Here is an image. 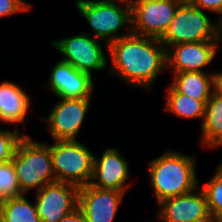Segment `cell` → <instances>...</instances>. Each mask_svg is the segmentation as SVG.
<instances>
[{"instance_id":"obj_1","label":"cell","mask_w":222,"mask_h":222,"mask_svg":"<svg viewBox=\"0 0 222 222\" xmlns=\"http://www.w3.org/2000/svg\"><path fill=\"white\" fill-rule=\"evenodd\" d=\"M110 74L126 84L151 87L162 71H167L166 48L158 38L131 34L108 45Z\"/></svg>"},{"instance_id":"obj_2","label":"cell","mask_w":222,"mask_h":222,"mask_svg":"<svg viewBox=\"0 0 222 222\" xmlns=\"http://www.w3.org/2000/svg\"><path fill=\"white\" fill-rule=\"evenodd\" d=\"M195 155L168 150L149 160L148 176L156 204L188 193L199 186Z\"/></svg>"},{"instance_id":"obj_3","label":"cell","mask_w":222,"mask_h":222,"mask_svg":"<svg viewBox=\"0 0 222 222\" xmlns=\"http://www.w3.org/2000/svg\"><path fill=\"white\" fill-rule=\"evenodd\" d=\"M12 164L23 194L56 182L49 144L36 142L27 134L19 141Z\"/></svg>"},{"instance_id":"obj_4","label":"cell","mask_w":222,"mask_h":222,"mask_svg":"<svg viewBox=\"0 0 222 222\" xmlns=\"http://www.w3.org/2000/svg\"><path fill=\"white\" fill-rule=\"evenodd\" d=\"M75 6L95 33L93 36L108 45L132 34L129 3L112 0H77ZM125 29V34L118 33Z\"/></svg>"},{"instance_id":"obj_5","label":"cell","mask_w":222,"mask_h":222,"mask_svg":"<svg viewBox=\"0 0 222 222\" xmlns=\"http://www.w3.org/2000/svg\"><path fill=\"white\" fill-rule=\"evenodd\" d=\"M49 146L57 182L89 184L96 154L88 146L79 140H53Z\"/></svg>"},{"instance_id":"obj_6","label":"cell","mask_w":222,"mask_h":222,"mask_svg":"<svg viewBox=\"0 0 222 222\" xmlns=\"http://www.w3.org/2000/svg\"><path fill=\"white\" fill-rule=\"evenodd\" d=\"M214 21L204 10L196 8L190 2H183L159 40L166 50L180 43L217 40L218 22L217 19Z\"/></svg>"},{"instance_id":"obj_7","label":"cell","mask_w":222,"mask_h":222,"mask_svg":"<svg viewBox=\"0 0 222 222\" xmlns=\"http://www.w3.org/2000/svg\"><path fill=\"white\" fill-rule=\"evenodd\" d=\"M102 45L107 46L106 51H108L106 42L82 31L77 35L51 42L52 48L63 55L61 61L71 64L79 71L89 73L92 77H94L93 71H104L108 66Z\"/></svg>"},{"instance_id":"obj_8","label":"cell","mask_w":222,"mask_h":222,"mask_svg":"<svg viewBox=\"0 0 222 222\" xmlns=\"http://www.w3.org/2000/svg\"><path fill=\"white\" fill-rule=\"evenodd\" d=\"M182 3V0H133L132 34L160 39Z\"/></svg>"},{"instance_id":"obj_9","label":"cell","mask_w":222,"mask_h":222,"mask_svg":"<svg viewBox=\"0 0 222 222\" xmlns=\"http://www.w3.org/2000/svg\"><path fill=\"white\" fill-rule=\"evenodd\" d=\"M52 107L47 117L49 136L52 140H77L92 98H63Z\"/></svg>"},{"instance_id":"obj_10","label":"cell","mask_w":222,"mask_h":222,"mask_svg":"<svg viewBox=\"0 0 222 222\" xmlns=\"http://www.w3.org/2000/svg\"><path fill=\"white\" fill-rule=\"evenodd\" d=\"M79 188L72 183L56 181L39 189L34 202L41 222H58L78 208Z\"/></svg>"},{"instance_id":"obj_11","label":"cell","mask_w":222,"mask_h":222,"mask_svg":"<svg viewBox=\"0 0 222 222\" xmlns=\"http://www.w3.org/2000/svg\"><path fill=\"white\" fill-rule=\"evenodd\" d=\"M157 207L160 222H214L200 185L188 193L159 202Z\"/></svg>"},{"instance_id":"obj_12","label":"cell","mask_w":222,"mask_h":222,"mask_svg":"<svg viewBox=\"0 0 222 222\" xmlns=\"http://www.w3.org/2000/svg\"><path fill=\"white\" fill-rule=\"evenodd\" d=\"M218 49L217 40L172 45L166 50L167 69L170 72H206L203 68L211 65Z\"/></svg>"},{"instance_id":"obj_13","label":"cell","mask_w":222,"mask_h":222,"mask_svg":"<svg viewBox=\"0 0 222 222\" xmlns=\"http://www.w3.org/2000/svg\"><path fill=\"white\" fill-rule=\"evenodd\" d=\"M117 148H105L100 158L95 155L89 185L99 188L116 189L127 192L132 184L129 164Z\"/></svg>"},{"instance_id":"obj_14","label":"cell","mask_w":222,"mask_h":222,"mask_svg":"<svg viewBox=\"0 0 222 222\" xmlns=\"http://www.w3.org/2000/svg\"><path fill=\"white\" fill-rule=\"evenodd\" d=\"M125 192L84 185L79 188L78 208L87 222H113Z\"/></svg>"},{"instance_id":"obj_15","label":"cell","mask_w":222,"mask_h":222,"mask_svg":"<svg viewBox=\"0 0 222 222\" xmlns=\"http://www.w3.org/2000/svg\"><path fill=\"white\" fill-rule=\"evenodd\" d=\"M47 83L50 92L63 98H92L96 87L89 73L61 60L52 66Z\"/></svg>"},{"instance_id":"obj_16","label":"cell","mask_w":222,"mask_h":222,"mask_svg":"<svg viewBox=\"0 0 222 222\" xmlns=\"http://www.w3.org/2000/svg\"><path fill=\"white\" fill-rule=\"evenodd\" d=\"M31 98L19 84L5 80L0 83V124L19 125L26 122L31 108Z\"/></svg>"},{"instance_id":"obj_17","label":"cell","mask_w":222,"mask_h":222,"mask_svg":"<svg viewBox=\"0 0 222 222\" xmlns=\"http://www.w3.org/2000/svg\"><path fill=\"white\" fill-rule=\"evenodd\" d=\"M171 86L196 100H209L214 92V72H171Z\"/></svg>"},{"instance_id":"obj_18","label":"cell","mask_w":222,"mask_h":222,"mask_svg":"<svg viewBox=\"0 0 222 222\" xmlns=\"http://www.w3.org/2000/svg\"><path fill=\"white\" fill-rule=\"evenodd\" d=\"M200 126L201 147L212 150L222 146V97L214 92L205 105V117Z\"/></svg>"},{"instance_id":"obj_19","label":"cell","mask_w":222,"mask_h":222,"mask_svg":"<svg viewBox=\"0 0 222 222\" xmlns=\"http://www.w3.org/2000/svg\"><path fill=\"white\" fill-rule=\"evenodd\" d=\"M167 91L164 110L181 119H200L203 123L205 105L208 100H196L188 95L177 92L170 84Z\"/></svg>"},{"instance_id":"obj_20","label":"cell","mask_w":222,"mask_h":222,"mask_svg":"<svg viewBox=\"0 0 222 222\" xmlns=\"http://www.w3.org/2000/svg\"><path fill=\"white\" fill-rule=\"evenodd\" d=\"M26 195L0 200V213L6 222H41L35 202L31 204Z\"/></svg>"},{"instance_id":"obj_21","label":"cell","mask_w":222,"mask_h":222,"mask_svg":"<svg viewBox=\"0 0 222 222\" xmlns=\"http://www.w3.org/2000/svg\"><path fill=\"white\" fill-rule=\"evenodd\" d=\"M200 188L206 196L210 215L216 222L222 216V162L213 176Z\"/></svg>"},{"instance_id":"obj_22","label":"cell","mask_w":222,"mask_h":222,"mask_svg":"<svg viewBox=\"0 0 222 222\" xmlns=\"http://www.w3.org/2000/svg\"><path fill=\"white\" fill-rule=\"evenodd\" d=\"M23 195L12 160L0 164V200Z\"/></svg>"},{"instance_id":"obj_23","label":"cell","mask_w":222,"mask_h":222,"mask_svg":"<svg viewBox=\"0 0 222 222\" xmlns=\"http://www.w3.org/2000/svg\"><path fill=\"white\" fill-rule=\"evenodd\" d=\"M26 135L22 129H0V164L13 159L19 141Z\"/></svg>"},{"instance_id":"obj_24","label":"cell","mask_w":222,"mask_h":222,"mask_svg":"<svg viewBox=\"0 0 222 222\" xmlns=\"http://www.w3.org/2000/svg\"><path fill=\"white\" fill-rule=\"evenodd\" d=\"M31 6L25 0H0V18L29 11Z\"/></svg>"},{"instance_id":"obj_25","label":"cell","mask_w":222,"mask_h":222,"mask_svg":"<svg viewBox=\"0 0 222 222\" xmlns=\"http://www.w3.org/2000/svg\"><path fill=\"white\" fill-rule=\"evenodd\" d=\"M190 3L198 9L217 13L218 19L222 16V0H191Z\"/></svg>"},{"instance_id":"obj_26","label":"cell","mask_w":222,"mask_h":222,"mask_svg":"<svg viewBox=\"0 0 222 222\" xmlns=\"http://www.w3.org/2000/svg\"><path fill=\"white\" fill-rule=\"evenodd\" d=\"M58 222H87L83 212L76 208L73 212L61 218Z\"/></svg>"},{"instance_id":"obj_27","label":"cell","mask_w":222,"mask_h":222,"mask_svg":"<svg viewBox=\"0 0 222 222\" xmlns=\"http://www.w3.org/2000/svg\"><path fill=\"white\" fill-rule=\"evenodd\" d=\"M214 93L222 97V71H214Z\"/></svg>"},{"instance_id":"obj_28","label":"cell","mask_w":222,"mask_h":222,"mask_svg":"<svg viewBox=\"0 0 222 222\" xmlns=\"http://www.w3.org/2000/svg\"><path fill=\"white\" fill-rule=\"evenodd\" d=\"M217 41H218V47H220V44H222V16L217 19Z\"/></svg>"},{"instance_id":"obj_29","label":"cell","mask_w":222,"mask_h":222,"mask_svg":"<svg viewBox=\"0 0 222 222\" xmlns=\"http://www.w3.org/2000/svg\"><path fill=\"white\" fill-rule=\"evenodd\" d=\"M112 1H123V2H126V3L131 4V2H132L133 0H112Z\"/></svg>"},{"instance_id":"obj_30","label":"cell","mask_w":222,"mask_h":222,"mask_svg":"<svg viewBox=\"0 0 222 222\" xmlns=\"http://www.w3.org/2000/svg\"><path fill=\"white\" fill-rule=\"evenodd\" d=\"M0 222H6L3 215L0 213Z\"/></svg>"},{"instance_id":"obj_31","label":"cell","mask_w":222,"mask_h":222,"mask_svg":"<svg viewBox=\"0 0 222 222\" xmlns=\"http://www.w3.org/2000/svg\"><path fill=\"white\" fill-rule=\"evenodd\" d=\"M216 222H222V216Z\"/></svg>"},{"instance_id":"obj_32","label":"cell","mask_w":222,"mask_h":222,"mask_svg":"<svg viewBox=\"0 0 222 222\" xmlns=\"http://www.w3.org/2000/svg\"><path fill=\"white\" fill-rule=\"evenodd\" d=\"M183 2H190L191 0H182Z\"/></svg>"}]
</instances>
